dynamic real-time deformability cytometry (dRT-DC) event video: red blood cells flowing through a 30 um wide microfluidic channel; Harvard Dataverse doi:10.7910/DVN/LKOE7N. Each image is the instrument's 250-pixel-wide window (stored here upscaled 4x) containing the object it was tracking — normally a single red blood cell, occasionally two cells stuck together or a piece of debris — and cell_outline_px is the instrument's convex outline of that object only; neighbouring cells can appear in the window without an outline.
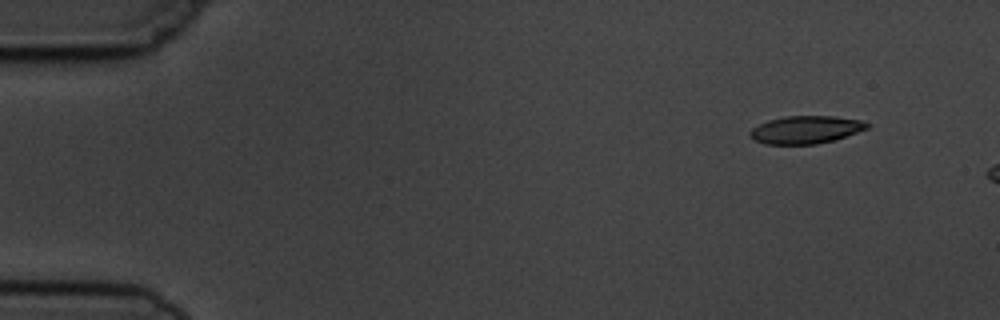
{"species": "common noctule bat (a hibernating species)", "species_latin": "Nyctalus noctula", "temperature_condition": "cold", "stored_images_in_passage": 4, "camera_frame_rate_fps": 3000, "um_per_image_px": 0.085, "animal": {"sex": "male", "body_mass_g": 19.5, "forearm_length_mm": 54.6}, "frame": {"image": 1, "passage_image": 1, "time_ms": 0.0, "image_size_px": [1000, 320], "cell_outline_px": [[872, 124], [868, 128], [832, 140], [816, 144], [764, 144], [748, 136], [748, 132], [752, 128], [768, 120], [784, 116], [836, 116], [860, 120]], "centroid_in_image_um": [68.46, 11.01], "position_along_channel_um": 16.5, "area_um2": 18.84}}